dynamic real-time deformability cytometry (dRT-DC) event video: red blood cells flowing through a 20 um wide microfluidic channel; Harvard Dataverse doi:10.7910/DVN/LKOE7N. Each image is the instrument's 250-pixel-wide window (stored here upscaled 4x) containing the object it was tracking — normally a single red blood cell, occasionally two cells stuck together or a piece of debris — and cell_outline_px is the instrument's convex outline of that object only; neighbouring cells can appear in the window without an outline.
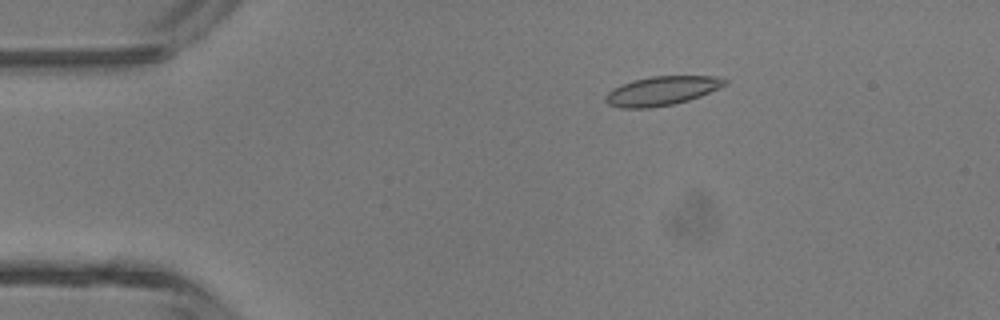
{"species": "common noctule bat (a hibernating species)", "species_latin": "Nyctalus noctula", "temperature_condition": "room temperature", "stored_images_in_passage": 46, "camera_frame_rate_fps": 3000, "um_per_image_px": 0.085, "animal": {"sex": "male", "body_mass_g": 13.3}, "frame": {"image": 1, "passage_image": 8, "time_ms": 2.333, "image_size_px": [1000, 320], "cell_outline_px": [[728, 84], [700, 96], [688, 100], [672, 104], [652, 108], [620, 108], [608, 104], [604, 100], [604, 96], [612, 88], [632, 80], [652, 76], [716, 76], [728, 80]], "centroid_in_image_um": [56.23, 7.72], "position_along_channel_um": 28.8, "area_um2": 20.29}}
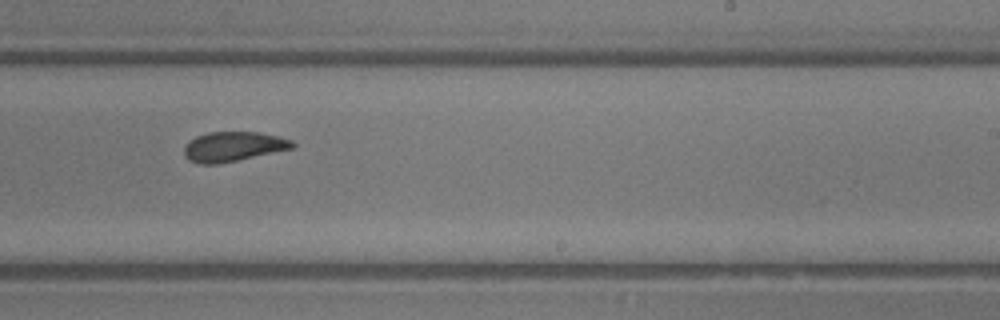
{"frame": {"image": 2, "passage_image": 28, "time_ms": 9.0, "image_size_px": [1000, 320], "cell_outline_px": [[296, 144], [292, 148], [220, 164], [200, 164], [188, 160], [184, 156], [184, 148], [188, 140], [196, 136], [208, 132], [260, 132], [280, 136], [292, 140]], "centroid_in_image_um": [19.8, 12.45], "position_along_channel_um": 269.2, "area_um2": 18.9}}
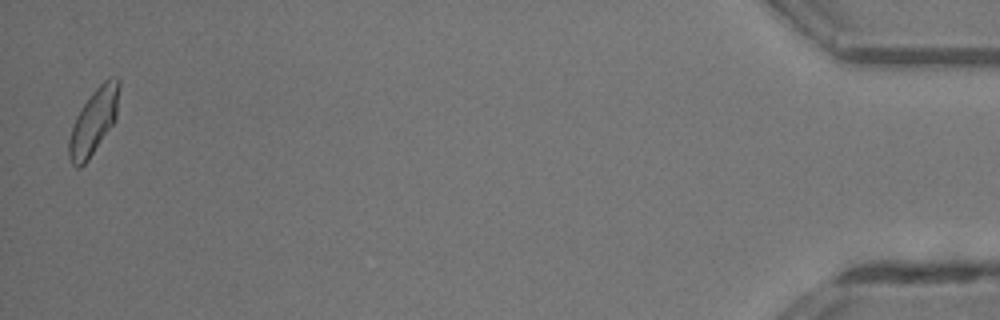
{"frame": {"image": 3, "passage_image": 45, "time_ms": 14.667, "image_size_px": [1000, 320], "cell_outline_px": [[120, 84], [116, 116], [112, 124], [88, 160], [80, 168], [76, 168], [72, 164], [68, 156], [68, 140], [76, 116], [92, 92], [108, 76], [116, 76], [120, 80]], "centroid_in_image_um": [7.96, 10.3], "position_along_channel_um": 427.2, "area_um2": 18.96}, "authors_computed_cell_mechanics": {"area_um2": 19.2185, "velocity_mm_per_s": 4.4901, "shape_relaxation_time_tau1_ms": 2.9344, "shape_relaxation_time_tau2_ms": 1.2847, "deformation_change_tau1": 0.1296, "deformation_change_tau2": 0.069}}